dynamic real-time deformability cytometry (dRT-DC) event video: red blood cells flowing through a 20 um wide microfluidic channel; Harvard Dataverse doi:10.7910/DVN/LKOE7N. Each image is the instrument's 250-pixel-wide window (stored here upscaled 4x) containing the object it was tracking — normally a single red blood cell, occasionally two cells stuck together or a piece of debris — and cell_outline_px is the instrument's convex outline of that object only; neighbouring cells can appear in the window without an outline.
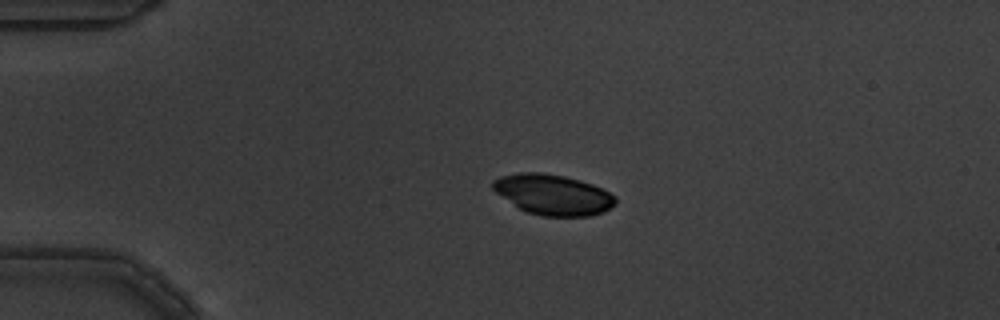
{"species": "common noctule bat (a hibernating species)", "species_latin": "Nyctalus noctula", "temperature_condition": "warm", "stored_images_in_passage": 5, "camera_frame_rate_fps": 3000, "um_per_image_px": 0.085, "animal": {"sex": "male", "body_mass_g": 19.5, "forearm_length_mm": 54.6}, "frame": {"image": 1, "passage_image": 4, "time_ms": 1.0, "image_size_px": [1000, 320], "cell_outline_px": [[616, 204], [604, 212], [592, 216], [544, 216], [528, 212], [520, 208], [496, 192], [492, 188], [492, 180], [500, 176], [520, 172], [540, 172], [564, 176], [580, 180], [592, 184], [616, 196]], "centroid_in_image_um": [47.02, 16.54], "position_along_channel_um": 38.0, "area_um2": 28.78}}